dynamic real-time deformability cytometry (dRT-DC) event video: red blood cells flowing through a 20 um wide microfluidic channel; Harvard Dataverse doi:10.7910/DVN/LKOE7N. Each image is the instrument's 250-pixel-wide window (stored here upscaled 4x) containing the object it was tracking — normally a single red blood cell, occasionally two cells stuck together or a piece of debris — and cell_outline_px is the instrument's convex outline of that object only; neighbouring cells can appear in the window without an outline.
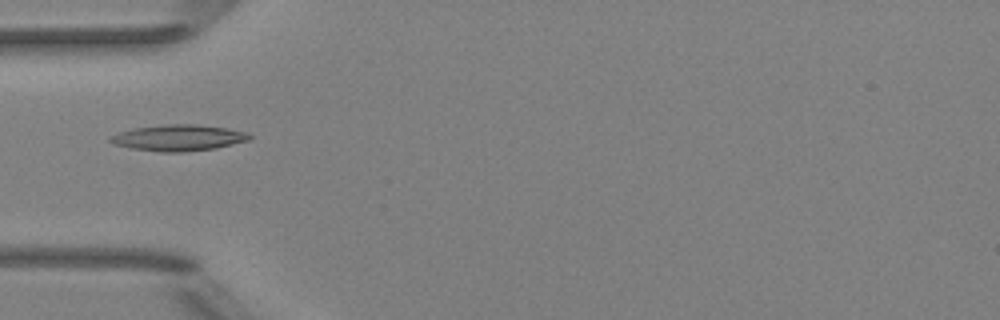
{"species": "Egyptian fruit bat (a non-hibernating species)", "species_latin": "Rousettus aegyptiacus", "temperature_condition": "room temperature", "stored_images_in_passage": 3, "camera_frame_rate_fps": 3000, "um_per_image_px": 0.085, "animal": {"sex": "female"}, "frame": {"image": 1, "passage_image": 2, "time_ms": 2.0, "image_size_px": [1000, 320], "cell_outline_px": [[252, 140], [216, 148], [180, 152], [160, 152], [132, 148], [112, 144], [108, 140], [112, 136], [120, 132], [132, 128], [168, 124], [196, 124], [228, 128], [248, 132], [252, 136]], "centroid_in_image_um": [15.22, 11.71], "position_along_channel_um": 69.8, "area_um2": 21.33}}
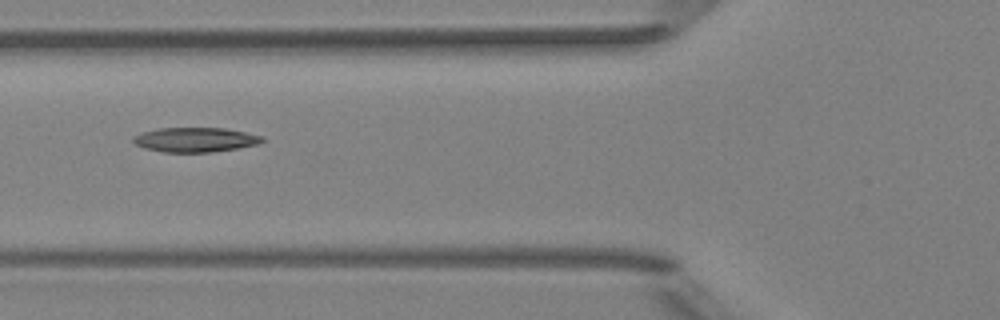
{"frame": {"image": 2, "passage_image": 3, "time_ms": 3.0, "image_size_px": [1000, 320], "cell_outline_px": [[264, 140], [260, 144], [212, 152], [164, 152], [144, 148], [136, 144], [132, 140], [132, 136], [156, 128], [224, 128], [264, 136]], "centroid_in_image_um": [16.6, 11.87], "position_along_channel_um": 109.2, "area_um2": 18.44}}